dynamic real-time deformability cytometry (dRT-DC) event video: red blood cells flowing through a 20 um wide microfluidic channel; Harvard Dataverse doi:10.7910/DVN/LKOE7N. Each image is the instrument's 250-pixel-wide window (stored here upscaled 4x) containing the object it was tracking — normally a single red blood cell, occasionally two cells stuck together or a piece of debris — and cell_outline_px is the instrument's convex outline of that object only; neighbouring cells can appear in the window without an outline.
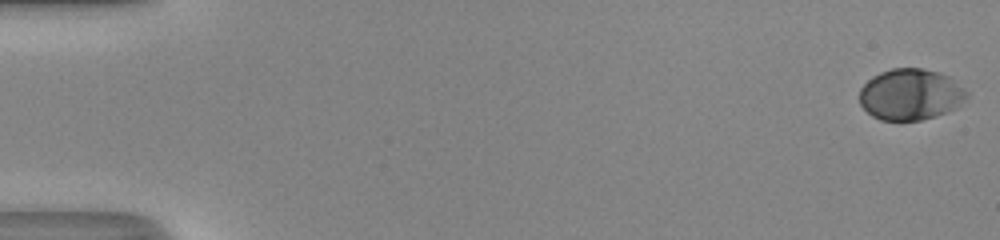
{"species": "human", "species_latin": "Homo sapiens", "temperature_condition": "room temperature", "stored_images_in_passage": 51, "camera_frame_rate_fps": 3000, "um_per_image_px": 0.085, "donor": {"sex": "male"}, "frame": {"image": 1, "passage_image": 1, "time_ms": 0.0, "image_size_px": [1000, 240], "cell_outline_px": [[968, 96], [956, 108], [936, 116], [920, 120], [880, 120], [872, 116], [860, 104], [860, 88], [872, 76], [880, 72], [892, 68], [924, 68], [940, 72], [948, 76], [964, 88], [968, 92]], "centroid_in_image_um": [77.39, 8.02], "position_along_channel_um": 7.6, "area_um2": 32.08}}
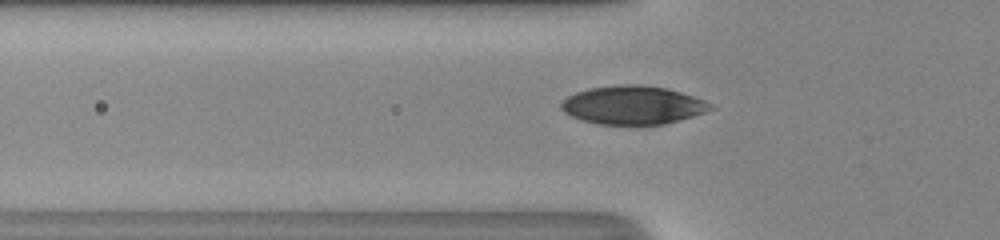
{"frame": {"image": 2, "passage_image": 19, "time_ms": 6.0, "image_size_px": [1000, 240], "cell_outline_px": [[716, 108], [692, 116], [664, 124], [600, 124], [580, 120], [564, 112], [560, 108], [560, 104], [568, 96], [576, 92], [588, 88], [624, 84], [640, 84], [664, 88], [680, 92], [704, 100], [712, 104]], "centroid_in_image_um": [53.77, 8.93], "position_along_channel_um": 72.0, "area_um2": 33.23}}
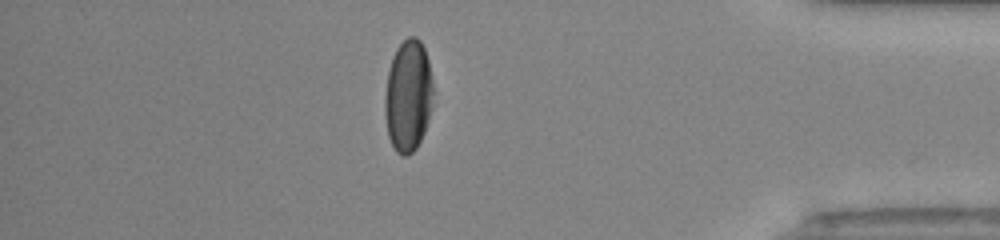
{"frame": {"image": 3, "passage_image": 45, "time_ms": 14.667, "image_size_px": [1000, 240], "cell_outline_px": [[432, 108], [424, 132], [416, 148], [408, 156], [404, 156], [396, 152], [388, 136], [384, 112], [384, 96], [388, 68], [392, 56], [396, 48], [408, 36], [416, 36], [420, 40], [424, 48], [428, 60], [432, 80]], "centroid_in_image_um": [34.67, 8.13], "position_along_channel_um": 400.5, "area_um2": 31.79}, "authors_computed_cell_mechanics": {"area_um2": 33.1772, "velocity_mm_per_s": 4.1847, "shape_relaxation_time_tau1_ms": 3.2767, "shape_relaxation_time_tau2_ms": null, "deformation_change_tau1": 0.1707, "deformation_change_tau2": null}}